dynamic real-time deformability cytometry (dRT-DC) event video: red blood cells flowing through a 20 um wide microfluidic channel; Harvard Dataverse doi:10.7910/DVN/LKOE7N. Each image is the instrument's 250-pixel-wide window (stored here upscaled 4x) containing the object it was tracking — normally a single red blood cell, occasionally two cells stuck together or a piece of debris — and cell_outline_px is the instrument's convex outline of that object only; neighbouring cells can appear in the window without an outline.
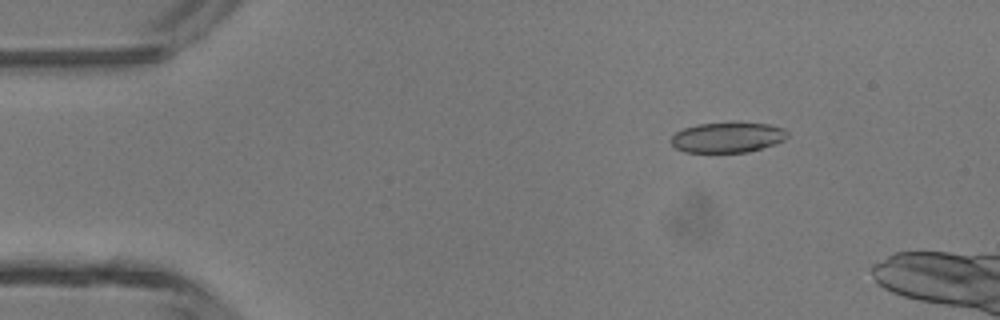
{"species": "common noctule bat (a hibernating species)", "species_latin": "Nyctalus noctula", "temperature_condition": "room temperature", "stored_images_in_passage": 11, "camera_frame_rate_fps": 3000, "um_per_image_px": 0.085, "animal": {"sex": "male", "body_mass_g": 13.3}, "frame": {"image": 1, "passage_image": 7, "time_ms": 2.0, "image_size_px": [1000, 320], "cell_outline_px": [[788, 136], [784, 140], [776, 144], [748, 152], [684, 152], [676, 148], [672, 144], [672, 136], [676, 132], [684, 128], [696, 124], [768, 124], [784, 128], [788, 132]], "centroid_in_image_um": [61.86, 11.7], "position_along_channel_um": 23.1, "area_um2": 20.17}}